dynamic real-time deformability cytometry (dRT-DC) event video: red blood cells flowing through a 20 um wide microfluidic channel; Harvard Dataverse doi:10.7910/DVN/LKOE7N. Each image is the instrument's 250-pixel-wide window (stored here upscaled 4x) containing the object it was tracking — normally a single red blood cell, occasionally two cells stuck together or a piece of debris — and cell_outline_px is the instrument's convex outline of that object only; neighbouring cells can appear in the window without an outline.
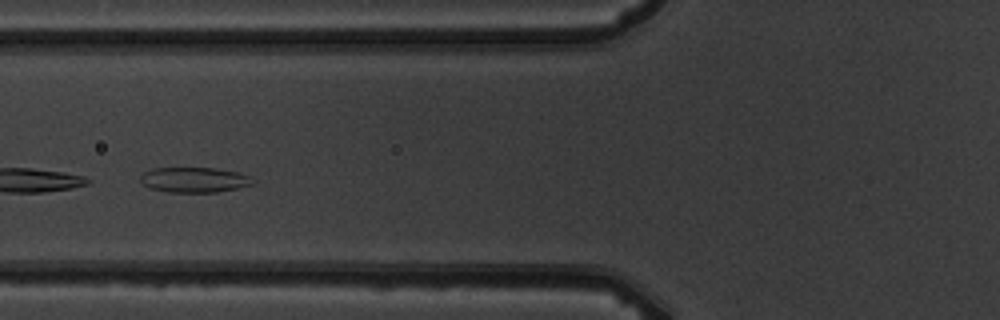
{"species": "common noctule bat (a hibernating species)", "species_latin": "Nyctalus noctula", "temperature_condition": "warm", "stored_images_in_passage": 6, "camera_frame_rate_fps": 3000, "um_per_image_px": 0.085, "animal": {"sex": "male", "body_mass_g": 19.5, "forearm_length_mm": 54.6}, "frame": {"image": 1, "passage_image": 3, "time_ms": 3.333, "image_size_px": [1000, 320], "cell_outline_px": [[252, 184], [236, 188], [216, 192], [168, 192], [152, 188], [144, 184], [140, 180], [140, 176], [144, 172], [152, 168], [216, 168], [240, 172], [248, 176]], "centroid_in_image_um": [16.48, 15.27], "position_along_channel_um": 109.3, "area_um2": 16.24}}
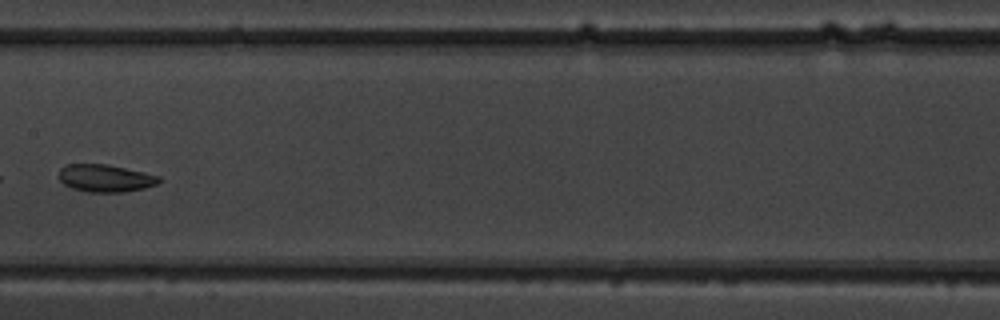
{"frame": {"image": 2, "passage_image": 5, "time_ms": 5.667, "image_size_px": [1000, 320], "cell_outline_px": [[160, 180], [156, 184], [144, 188], [124, 192], [88, 192], [72, 188], [64, 184], [60, 180], [60, 168], [68, 164], [108, 164], [144, 172], [160, 176]], "centroid_in_image_um": [8.96, 15.14], "position_along_channel_um": 198.4, "area_um2": 15.95}}
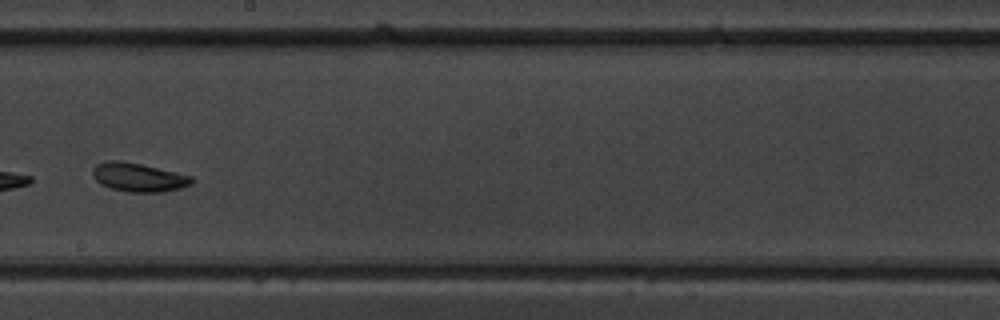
{"frame": {"image": 3, "passage_image": 6, "time_ms": 6.667, "image_size_px": [1000, 320], "cell_outline_px": [[196, 180], [192, 184], [180, 188], [164, 192], [128, 192], [112, 188], [100, 184], [92, 176], [92, 168], [96, 164], [108, 160], [120, 160], [140, 164], [192, 176]], "centroid_in_image_um": [11.77, 15.07], "position_along_channel_um": 236.4, "area_um2": 16.65}}